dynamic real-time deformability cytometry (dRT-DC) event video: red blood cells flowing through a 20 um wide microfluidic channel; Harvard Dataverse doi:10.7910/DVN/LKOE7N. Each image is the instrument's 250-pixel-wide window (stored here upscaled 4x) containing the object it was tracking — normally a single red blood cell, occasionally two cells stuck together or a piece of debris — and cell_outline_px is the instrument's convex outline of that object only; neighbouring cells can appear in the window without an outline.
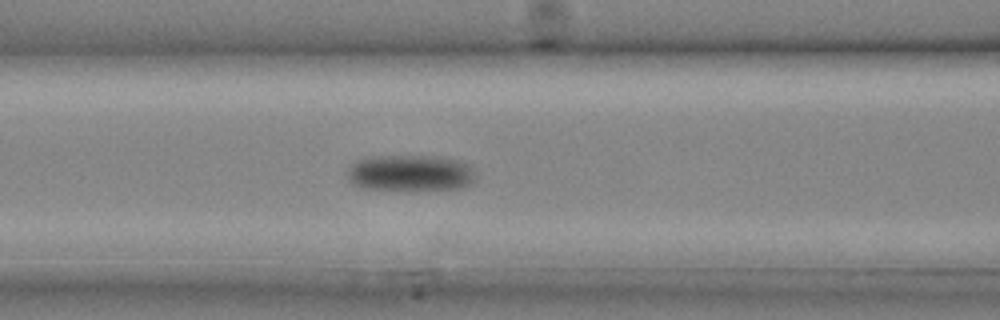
{"species": "common noctule bat (a hibernating species)", "species_latin": "Nyctalus noctula", "temperature_condition": "cold", "stored_images_in_passage": 12, "camera_frame_rate_fps": 3000, "um_per_image_px": 0.085, "animal": {"sex": "male", "body_mass_g": 20.4}, "frame": {"image": 1, "passage_image": 10, "time_ms": 3.0, "image_size_px": [1000, 320], "cell_outline_px": [[476, 180], [472, 184], [460, 188], [364, 188], [352, 184], [348, 180], [344, 172], [348, 164], [356, 160], [372, 156], [436, 156], [468, 164], [472, 168], [476, 176]], "centroid_in_image_um": [34.8, 14.68], "position_along_channel_um": 131.8, "area_um2": 26.88}}
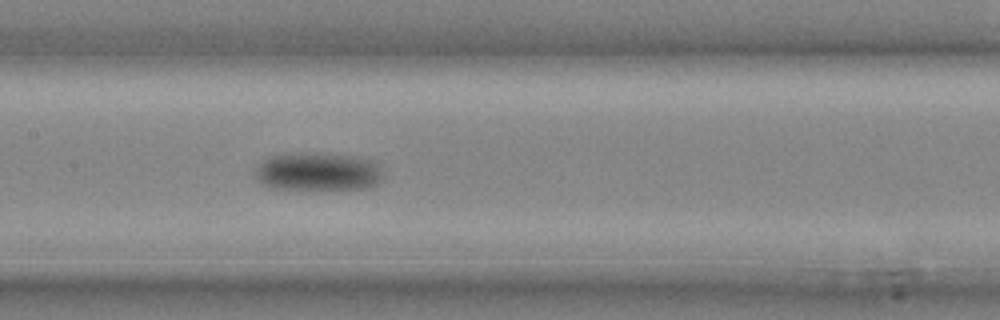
{"frame": {"image": 2, "passage_image": 12, "time_ms": 3.667, "image_size_px": [1000, 320], "cell_outline_px": [[384, 180], [364, 188], [276, 188], [264, 184], [256, 176], [256, 168], [264, 160], [272, 156], [284, 152], [324, 152], [356, 156], [376, 160], [380, 164], [384, 176]], "centroid_in_image_um": [27.11, 14.53], "position_along_channel_um": 180.3, "area_um2": 28.73}}